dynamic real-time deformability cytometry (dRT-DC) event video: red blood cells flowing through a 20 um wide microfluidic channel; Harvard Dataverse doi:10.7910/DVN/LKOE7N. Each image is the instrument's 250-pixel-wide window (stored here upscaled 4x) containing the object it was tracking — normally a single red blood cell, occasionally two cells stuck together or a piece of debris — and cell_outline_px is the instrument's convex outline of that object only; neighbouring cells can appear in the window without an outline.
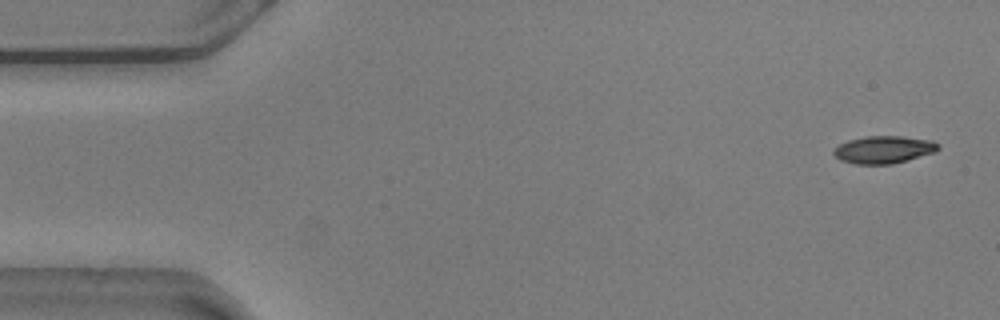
{"species": "common noctule bat (a hibernating species)", "species_latin": "Nyctalus noctula", "temperature_condition": "warm", "stored_images_in_passage": 9, "camera_frame_rate_fps": 3000, "um_per_image_px": 0.085, "animal": {"sex": "male", "body_mass_g": 20.5, "forearm_length_mm": 52.5}, "frame": {"image": 1, "passage_image": 1, "time_ms": 0.0, "image_size_px": [1000, 320], "cell_outline_px": [[940, 148], [936, 152], [908, 160], [892, 164], [856, 164], [840, 160], [832, 152], [840, 144], [848, 140], [868, 136], [900, 136], [932, 140], [940, 144]], "centroid_in_image_um": [75.16, 12.72], "position_along_channel_um": 9.8, "area_um2": 16.76}}